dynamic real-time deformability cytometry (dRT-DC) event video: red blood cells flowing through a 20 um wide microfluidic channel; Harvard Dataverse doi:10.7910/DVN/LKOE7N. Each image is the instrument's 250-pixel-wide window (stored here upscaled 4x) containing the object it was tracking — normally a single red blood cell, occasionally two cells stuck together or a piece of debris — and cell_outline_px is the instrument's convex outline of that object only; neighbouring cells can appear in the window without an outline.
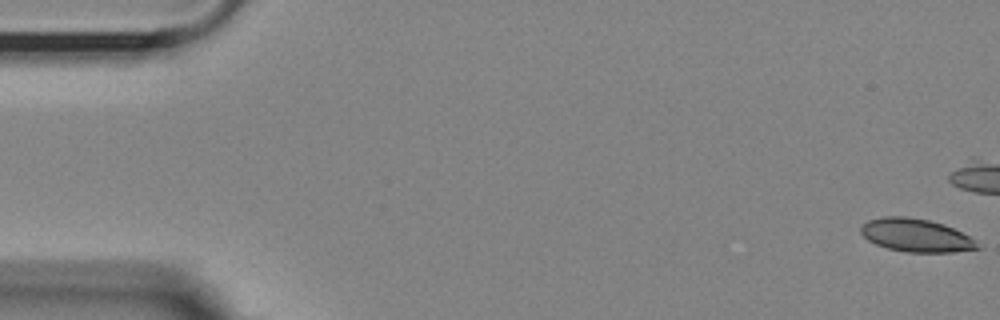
{"species": "Egyptian fruit bat (a non-hibernating species)", "species_latin": "Rousettus aegyptiacus", "temperature_condition": "room temperature", "stored_images_in_passage": 17, "camera_frame_rate_fps": 3000, "um_per_image_px": 0.085, "animal": {"sex": "female"}, "frame": {"image": 1, "passage_image": 1, "time_ms": 0.0, "image_size_px": [1000, 320], "cell_outline_px": [[980, 248], [952, 252], [908, 252], [888, 248], [876, 244], [868, 240], [860, 232], [860, 228], [868, 220], [884, 216], [904, 216], [928, 220], [944, 224], [968, 236]], "centroid_in_image_um": [77.81, 19.99], "position_along_channel_um": 7.2, "area_um2": 22.08}}